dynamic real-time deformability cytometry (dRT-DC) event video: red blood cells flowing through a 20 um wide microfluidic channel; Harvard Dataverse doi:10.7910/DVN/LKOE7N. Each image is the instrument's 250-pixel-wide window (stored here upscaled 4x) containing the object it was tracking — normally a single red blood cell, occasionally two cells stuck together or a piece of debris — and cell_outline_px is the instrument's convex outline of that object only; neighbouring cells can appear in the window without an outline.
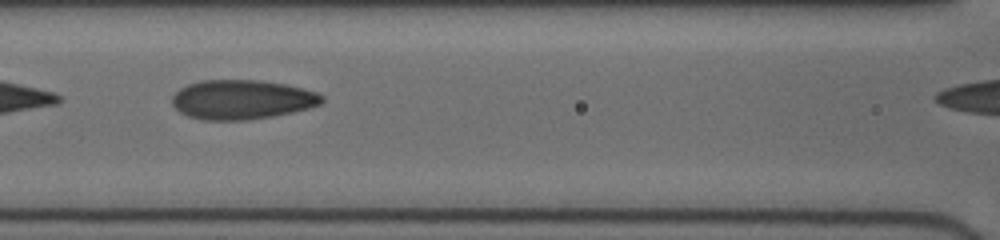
{"species": "human", "species_latin": "Homo sapiens", "temperature_condition": "cold", "stored_images_in_passage": 55, "camera_frame_rate_fps": 3000, "um_per_image_px": 0.085, "donor": {"sex": "female"}, "frame": {"image": 1, "passage_image": 30, "time_ms": 7.333, "image_size_px": [1000, 240], "cell_outline_px": [[324, 100], [320, 104], [308, 108], [292, 112], [272, 116], [244, 120], [200, 120], [188, 116], [180, 112], [172, 104], [172, 96], [180, 88], [188, 84], [200, 80], [260, 80], [284, 84], [316, 92], [324, 96]], "centroid_in_image_um": [20.53, 8.46], "position_along_channel_um": 146.1, "area_um2": 34.33}}
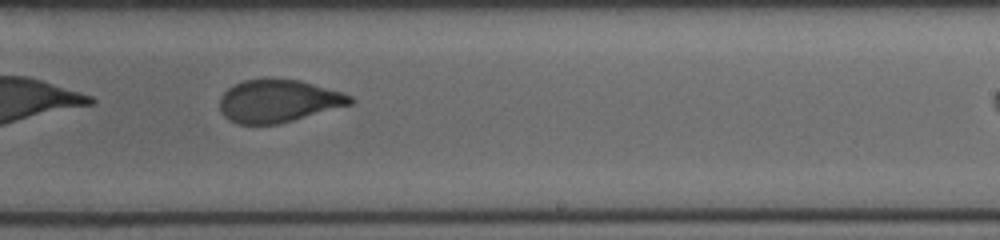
{"frame": {"image": 2, "passage_image": 40, "time_ms": 10.333, "image_size_px": [1000, 240], "cell_outline_px": [[356, 100], [352, 104], [292, 120], [276, 124], [240, 124], [228, 120], [224, 116], [220, 108], [220, 96], [228, 88], [244, 80], [300, 80], [340, 92], [352, 96]], "centroid_in_image_um": [23.65, 8.6], "position_along_channel_um": 265.4, "area_um2": 31.85}}
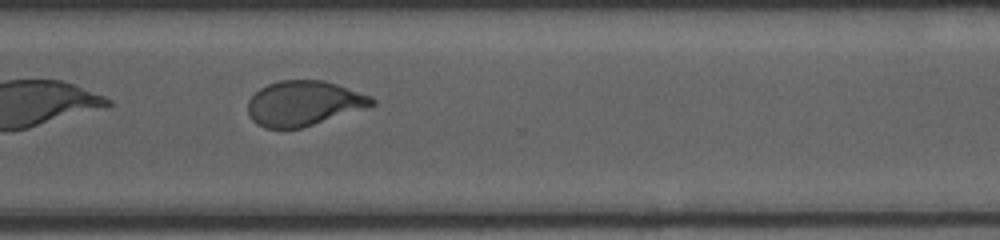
{"frame": {"image": 3, "passage_image": 48, "time_ms": 12.333, "image_size_px": [1000, 240], "cell_outline_px": [[376, 104], [364, 108], [300, 128], [264, 128], [256, 124], [252, 120], [248, 112], [248, 100], [260, 88], [268, 84], [280, 80], [324, 80], [372, 96], [376, 100]], "centroid_in_image_um": [25.8, 8.77], "position_along_channel_um": 344.8, "area_um2": 32.19}}